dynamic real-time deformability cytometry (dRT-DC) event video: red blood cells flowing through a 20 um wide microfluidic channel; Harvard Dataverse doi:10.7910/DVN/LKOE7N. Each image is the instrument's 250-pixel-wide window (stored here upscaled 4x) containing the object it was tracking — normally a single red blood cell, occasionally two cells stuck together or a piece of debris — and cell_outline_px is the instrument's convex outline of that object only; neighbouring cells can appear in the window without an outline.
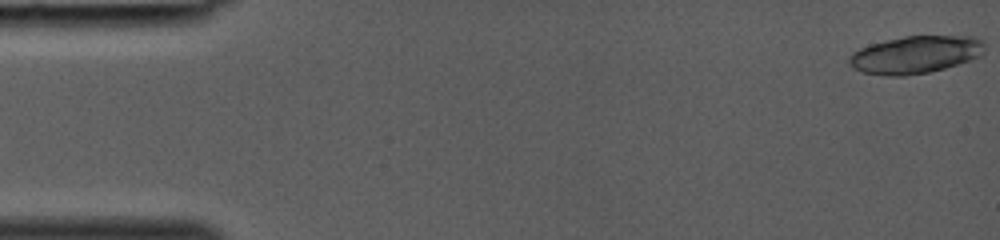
{"species": "common noctule bat (a hibernating species)", "species_latin": "Nyctalus noctula", "temperature_condition": "room temperature", "stored_images_in_passage": 38, "camera_frame_rate_fps": 3000, "um_per_image_px": 0.085, "animal": {"sex": "female", "body_mass_g": 19.0, "forearm_length_mm": 53.3}, "frame": {"image": 1, "passage_image": 1, "time_ms": 0.0, "image_size_px": [1000, 240], "cell_outline_px": [[984, 52], [980, 56], [944, 68], [928, 72], [904, 76], [888, 76], [864, 72], [852, 68], [848, 64], [848, 60], [852, 52], [860, 48], [872, 44], [904, 36], [976, 36], [984, 40]], "centroid_in_image_um": [77.81, 4.64], "position_along_channel_um": 7.2, "area_um2": 29.54}}
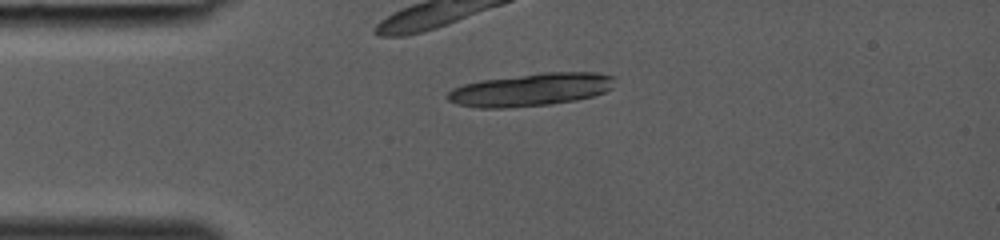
{"frame": {"image": 2, "passage_image": 10, "time_ms": 3.0, "image_size_px": [1000, 240], "cell_outline_px": [[612, 88], [604, 92], [592, 96], [576, 100], [548, 104], [504, 108], [480, 108], [456, 104], [448, 100], [444, 96], [452, 88], [464, 84], [480, 80], [544, 72], [596, 72], [612, 76]], "centroid_in_image_um": [45.06, 7.62], "position_along_channel_um": 39.9, "area_um2": 31.85}}